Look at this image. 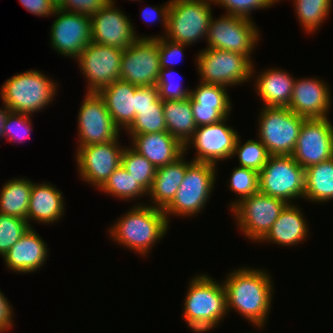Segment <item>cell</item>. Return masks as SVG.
Returning <instances> with one entry per match:
<instances>
[{"label":"cell","instance_id":"obj_13","mask_svg":"<svg viewBox=\"0 0 333 333\" xmlns=\"http://www.w3.org/2000/svg\"><path fill=\"white\" fill-rule=\"evenodd\" d=\"M76 119L78 128L77 148L107 143L120 137L104 99L95 92H85Z\"/></svg>","mask_w":333,"mask_h":333},{"label":"cell","instance_id":"obj_33","mask_svg":"<svg viewBox=\"0 0 333 333\" xmlns=\"http://www.w3.org/2000/svg\"><path fill=\"white\" fill-rule=\"evenodd\" d=\"M121 165L148 193L156 173V167L131 146H124Z\"/></svg>","mask_w":333,"mask_h":333},{"label":"cell","instance_id":"obj_25","mask_svg":"<svg viewBox=\"0 0 333 333\" xmlns=\"http://www.w3.org/2000/svg\"><path fill=\"white\" fill-rule=\"evenodd\" d=\"M130 143L156 169L174 162L184 153V146L167 131L137 134L131 138Z\"/></svg>","mask_w":333,"mask_h":333},{"label":"cell","instance_id":"obj_29","mask_svg":"<svg viewBox=\"0 0 333 333\" xmlns=\"http://www.w3.org/2000/svg\"><path fill=\"white\" fill-rule=\"evenodd\" d=\"M304 199L312 203L333 201V158L305 169Z\"/></svg>","mask_w":333,"mask_h":333},{"label":"cell","instance_id":"obj_47","mask_svg":"<svg viewBox=\"0 0 333 333\" xmlns=\"http://www.w3.org/2000/svg\"><path fill=\"white\" fill-rule=\"evenodd\" d=\"M19 2L29 13L38 17H52L57 9L50 0H19Z\"/></svg>","mask_w":333,"mask_h":333},{"label":"cell","instance_id":"obj_40","mask_svg":"<svg viewBox=\"0 0 333 333\" xmlns=\"http://www.w3.org/2000/svg\"><path fill=\"white\" fill-rule=\"evenodd\" d=\"M175 72L177 71H174V68L160 69L156 87L162 100H183L190 96L191 89L183 87L181 82L174 81Z\"/></svg>","mask_w":333,"mask_h":333},{"label":"cell","instance_id":"obj_11","mask_svg":"<svg viewBox=\"0 0 333 333\" xmlns=\"http://www.w3.org/2000/svg\"><path fill=\"white\" fill-rule=\"evenodd\" d=\"M286 205L282 199L257 192L240 200L230 210L239 231L250 241L260 242Z\"/></svg>","mask_w":333,"mask_h":333},{"label":"cell","instance_id":"obj_31","mask_svg":"<svg viewBox=\"0 0 333 333\" xmlns=\"http://www.w3.org/2000/svg\"><path fill=\"white\" fill-rule=\"evenodd\" d=\"M292 3L296 18L307 34H314L319 30L322 23L329 17L333 5L332 0H293Z\"/></svg>","mask_w":333,"mask_h":333},{"label":"cell","instance_id":"obj_8","mask_svg":"<svg viewBox=\"0 0 333 333\" xmlns=\"http://www.w3.org/2000/svg\"><path fill=\"white\" fill-rule=\"evenodd\" d=\"M213 4L211 0H171L165 38L189 46L205 41Z\"/></svg>","mask_w":333,"mask_h":333},{"label":"cell","instance_id":"obj_30","mask_svg":"<svg viewBox=\"0 0 333 333\" xmlns=\"http://www.w3.org/2000/svg\"><path fill=\"white\" fill-rule=\"evenodd\" d=\"M32 184L28 178L7 180L0 189V213L27 220Z\"/></svg>","mask_w":333,"mask_h":333},{"label":"cell","instance_id":"obj_35","mask_svg":"<svg viewBox=\"0 0 333 333\" xmlns=\"http://www.w3.org/2000/svg\"><path fill=\"white\" fill-rule=\"evenodd\" d=\"M240 139L241 137L239 135L232 158L237 156L239 167L252 169L259 173L270 156L266 147L259 138L256 140L248 139L244 144H241Z\"/></svg>","mask_w":333,"mask_h":333},{"label":"cell","instance_id":"obj_5","mask_svg":"<svg viewBox=\"0 0 333 333\" xmlns=\"http://www.w3.org/2000/svg\"><path fill=\"white\" fill-rule=\"evenodd\" d=\"M216 168L217 166L211 163L195 161L187 167L177 193L163 209L169 224L171 215L185 218L201 214L216 183Z\"/></svg>","mask_w":333,"mask_h":333},{"label":"cell","instance_id":"obj_7","mask_svg":"<svg viewBox=\"0 0 333 333\" xmlns=\"http://www.w3.org/2000/svg\"><path fill=\"white\" fill-rule=\"evenodd\" d=\"M258 137L269 155H293L300 129L306 118L288 107H261Z\"/></svg>","mask_w":333,"mask_h":333},{"label":"cell","instance_id":"obj_15","mask_svg":"<svg viewBox=\"0 0 333 333\" xmlns=\"http://www.w3.org/2000/svg\"><path fill=\"white\" fill-rule=\"evenodd\" d=\"M160 69L158 38L137 39L122 52L119 79L136 86H156Z\"/></svg>","mask_w":333,"mask_h":333},{"label":"cell","instance_id":"obj_49","mask_svg":"<svg viewBox=\"0 0 333 333\" xmlns=\"http://www.w3.org/2000/svg\"><path fill=\"white\" fill-rule=\"evenodd\" d=\"M11 111L2 103V108L0 107V139L3 138V129H4V124L7 118V115Z\"/></svg>","mask_w":333,"mask_h":333},{"label":"cell","instance_id":"obj_6","mask_svg":"<svg viewBox=\"0 0 333 333\" xmlns=\"http://www.w3.org/2000/svg\"><path fill=\"white\" fill-rule=\"evenodd\" d=\"M197 54L195 62L199 82L230 88L252 79L254 62L241 53L205 47Z\"/></svg>","mask_w":333,"mask_h":333},{"label":"cell","instance_id":"obj_21","mask_svg":"<svg viewBox=\"0 0 333 333\" xmlns=\"http://www.w3.org/2000/svg\"><path fill=\"white\" fill-rule=\"evenodd\" d=\"M48 247L42 237L30 228L3 257L7 269L11 272L35 273L45 265L49 256Z\"/></svg>","mask_w":333,"mask_h":333},{"label":"cell","instance_id":"obj_50","mask_svg":"<svg viewBox=\"0 0 333 333\" xmlns=\"http://www.w3.org/2000/svg\"><path fill=\"white\" fill-rule=\"evenodd\" d=\"M50 1L58 7L62 0H50Z\"/></svg>","mask_w":333,"mask_h":333},{"label":"cell","instance_id":"obj_44","mask_svg":"<svg viewBox=\"0 0 333 333\" xmlns=\"http://www.w3.org/2000/svg\"><path fill=\"white\" fill-rule=\"evenodd\" d=\"M145 108H163V100L159 97L156 86H136L135 117Z\"/></svg>","mask_w":333,"mask_h":333},{"label":"cell","instance_id":"obj_2","mask_svg":"<svg viewBox=\"0 0 333 333\" xmlns=\"http://www.w3.org/2000/svg\"><path fill=\"white\" fill-rule=\"evenodd\" d=\"M136 204L109 226L108 233L111 241L147 257L152 247L164 239L170 224L163 209L145 202Z\"/></svg>","mask_w":333,"mask_h":333},{"label":"cell","instance_id":"obj_26","mask_svg":"<svg viewBox=\"0 0 333 333\" xmlns=\"http://www.w3.org/2000/svg\"><path fill=\"white\" fill-rule=\"evenodd\" d=\"M135 90L136 85L119 79L98 92L120 131H126L135 119Z\"/></svg>","mask_w":333,"mask_h":333},{"label":"cell","instance_id":"obj_48","mask_svg":"<svg viewBox=\"0 0 333 333\" xmlns=\"http://www.w3.org/2000/svg\"><path fill=\"white\" fill-rule=\"evenodd\" d=\"M14 308L11 306L9 300L0 290V333L10 330L14 326L13 312Z\"/></svg>","mask_w":333,"mask_h":333},{"label":"cell","instance_id":"obj_10","mask_svg":"<svg viewBox=\"0 0 333 333\" xmlns=\"http://www.w3.org/2000/svg\"><path fill=\"white\" fill-rule=\"evenodd\" d=\"M259 32L253 19L225 13L215 19L212 16L205 42L207 48L238 52L253 62L251 55L259 44Z\"/></svg>","mask_w":333,"mask_h":333},{"label":"cell","instance_id":"obj_27","mask_svg":"<svg viewBox=\"0 0 333 333\" xmlns=\"http://www.w3.org/2000/svg\"><path fill=\"white\" fill-rule=\"evenodd\" d=\"M184 152L174 162L163 167L157 168L152 187L148 192L151 199L150 204L155 208L164 209L174 198L178 188L184 179L187 167L193 162L186 161Z\"/></svg>","mask_w":333,"mask_h":333},{"label":"cell","instance_id":"obj_9","mask_svg":"<svg viewBox=\"0 0 333 333\" xmlns=\"http://www.w3.org/2000/svg\"><path fill=\"white\" fill-rule=\"evenodd\" d=\"M259 192L293 204L298 198L304 199L305 169L292 155H270L259 172Z\"/></svg>","mask_w":333,"mask_h":333},{"label":"cell","instance_id":"obj_24","mask_svg":"<svg viewBox=\"0 0 333 333\" xmlns=\"http://www.w3.org/2000/svg\"><path fill=\"white\" fill-rule=\"evenodd\" d=\"M297 204H287L266 236L258 243L292 247L308 239L309 229L304 213Z\"/></svg>","mask_w":333,"mask_h":333},{"label":"cell","instance_id":"obj_36","mask_svg":"<svg viewBox=\"0 0 333 333\" xmlns=\"http://www.w3.org/2000/svg\"><path fill=\"white\" fill-rule=\"evenodd\" d=\"M230 175L229 189L237 194L234 201H231V209L240 200L250 197L259 192V173L245 167H234Z\"/></svg>","mask_w":333,"mask_h":333},{"label":"cell","instance_id":"obj_16","mask_svg":"<svg viewBox=\"0 0 333 333\" xmlns=\"http://www.w3.org/2000/svg\"><path fill=\"white\" fill-rule=\"evenodd\" d=\"M123 149L119 137L107 143L76 148L75 161L79 177L98 190L121 165Z\"/></svg>","mask_w":333,"mask_h":333},{"label":"cell","instance_id":"obj_19","mask_svg":"<svg viewBox=\"0 0 333 333\" xmlns=\"http://www.w3.org/2000/svg\"><path fill=\"white\" fill-rule=\"evenodd\" d=\"M115 1L110 0L91 17L92 42L124 50L142 37H138L131 19L116 7Z\"/></svg>","mask_w":333,"mask_h":333},{"label":"cell","instance_id":"obj_23","mask_svg":"<svg viewBox=\"0 0 333 333\" xmlns=\"http://www.w3.org/2000/svg\"><path fill=\"white\" fill-rule=\"evenodd\" d=\"M63 198L62 192L51 183H33L27 214L29 227L33 228L32 221L50 225L63 218L66 211Z\"/></svg>","mask_w":333,"mask_h":333},{"label":"cell","instance_id":"obj_43","mask_svg":"<svg viewBox=\"0 0 333 333\" xmlns=\"http://www.w3.org/2000/svg\"><path fill=\"white\" fill-rule=\"evenodd\" d=\"M109 2L110 0H62L57 8L91 18Z\"/></svg>","mask_w":333,"mask_h":333},{"label":"cell","instance_id":"obj_41","mask_svg":"<svg viewBox=\"0 0 333 333\" xmlns=\"http://www.w3.org/2000/svg\"><path fill=\"white\" fill-rule=\"evenodd\" d=\"M280 0H215L214 5L221 6L226 14L252 19V11L273 7Z\"/></svg>","mask_w":333,"mask_h":333},{"label":"cell","instance_id":"obj_14","mask_svg":"<svg viewBox=\"0 0 333 333\" xmlns=\"http://www.w3.org/2000/svg\"><path fill=\"white\" fill-rule=\"evenodd\" d=\"M122 49L90 42L74 60L88 82L87 92L98 93L103 87L119 80Z\"/></svg>","mask_w":333,"mask_h":333},{"label":"cell","instance_id":"obj_18","mask_svg":"<svg viewBox=\"0 0 333 333\" xmlns=\"http://www.w3.org/2000/svg\"><path fill=\"white\" fill-rule=\"evenodd\" d=\"M50 28V47L61 56L76 59L92 42L91 18L73 12L55 10Z\"/></svg>","mask_w":333,"mask_h":333},{"label":"cell","instance_id":"obj_32","mask_svg":"<svg viewBox=\"0 0 333 333\" xmlns=\"http://www.w3.org/2000/svg\"><path fill=\"white\" fill-rule=\"evenodd\" d=\"M123 201H134L136 198L148 197L143 187L120 165L98 189Z\"/></svg>","mask_w":333,"mask_h":333},{"label":"cell","instance_id":"obj_20","mask_svg":"<svg viewBox=\"0 0 333 333\" xmlns=\"http://www.w3.org/2000/svg\"><path fill=\"white\" fill-rule=\"evenodd\" d=\"M319 77L297 78L288 108L306 119L327 118L331 109V89ZM330 89V90H329Z\"/></svg>","mask_w":333,"mask_h":333},{"label":"cell","instance_id":"obj_42","mask_svg":"<svg viewBox=\"0 0 333 333\" xmlns=\"http://www.w3.org/2000/svg\"><path fill=\"white\" fill-rule=\"evenodd\" d=\"M189 45L173 42L165 37L158 38V51L161 68H173L180 62L184 55V49ZM182 61V60H181Z\"/></svg>","mask_w":333,"mask_h":333},{"label":"cell","instance_id":"obj_1","mask_svg":"<svg viewBox=\"0 0 333 333\" xmlns=\"http://www.w3.org/2000/svg\"><path fill=\"white\" fill-rule=\"evenodd\" d=\"M268 273L261 268L239 267L232 269L222 281L227 313L236 311L258 330L264 329L273 303L274 285Z\"/></svg>","mask_w":333,"mask_h":333},{"label":"cell","instance_id":"obj_45","mask_svg":"<svg viewBox=\"0 0 333 333\" xmlns=\"http://www.w3.org/2000/svg\"><path fill=\"white\" fill-rule=\"evenodd\" d=\"M170 2L171 0H168L165 4H162L160 7H153V6H147L144 7V9L140 12L141 18L143 21L147 22H155L156 20L163 26V29L165 30L162 35H156V36H148L142 35V39H155L159 37H165L167 29H168V14H169V8H170Z\"/></svg>","mask_w":333,"mask_h":333},{"label":"cell","instance_id":"obj_22","mask_svg":"<svg viewBox=\"0 0 333 333\" xmlns=\"http://www.w3.org/2000/svg\"><path fill=\"white\" fill-rule=\"evenodd\" d=\"M255 63L252 67L251 81L255 77V94L263 101L262 106L266 107H288L291 101L293 87L296 77L284 69L267 68L259 71L256 75L254 70ZM255 74V75H254ZM292 75V76H291Z\"/></svg>","mask_w":333,"mask_h":333},{"label":"cell","instance_id":"obj_34","mask_svg":"<svg viewBox=\"0 0 333 333\" xmlns=\"http://www.w3.org/2000/svg\"><path fill=\"white\" fill-rule=\"evenodd\" d=\"M227 89L222 85L200 82L190 90L189 98L191 102H198L200 105L214 106L224 117H228L233 106Z\"/></svg>","mask_w":333,"mask_h":333},{"label":"cell","instance_id":"obj_46","mask_svg":"<svg viewBox=\"0 0 333 333\" xmlns=\"http://www.w3.org/2000/svg\"><path fill=\"white\" fill-rule=\"evenodd\" d=\"M194 122L197 127L217 123L225 117L214 108V106L200 105L198 102H191Z\"/></svg>","mask_w":333,"mask_h":333},{"label":"cell","instance_id":"obj_39","mask_svg":"<svg viewBox=\"0 0 333 333\" xmlns=\"http://www.w3.org/2000/svg\"><path fill=\"white\" fill-rule=\"evenodd\" d=\"M32 117L33 115L10 112L4 124L3 138L5 137L11 143L23 144L24 140L26 141L28 137H31L33 131Z\"/></svg>","mask_w":333,"mask_h":333},{"label":"cell","instance_id":"obj_4","mask_svg":"<svg viewBox=\"0 0 333 333\" xmlns=\"http://www.w3.org/2000/svg\"><path fill=\"white\" fill-rule=\"evenodd\" d=\"M57 81L39 70H27L8 78L0 88L3 104L16 113L33 115L54 102Z\"/></svg>","mask_w":333,"mask_h":333},{"label":"cell","instance_id":"obj_38","mask_svg":"<svg viewBox=\"0 0 333 333\" xmlns=\"http://www.w3.org/2000/svg\"><path fill=\"white\" fill-rule=\"evenodd\" d=\"M29 229L26 219L0 213V256L3 258Z\"/></svg>","mask_w":333,"mask_h":333},{"label":"cell","instance_id":"obj_12","mask_svg":"<svg viewBox=\"0 0 333 333\" xmlns=\"http://www.w3.org/2000/svg\"><path fill=\"white\" fill-rule=\"evenodd\" d=\"M229 117L217 123L200 126L193 137L184 146V152L189 148L195 150L192 161L217 164L222 160L232 159V154L239 137L237 130L227 125Z\"/></svg>","mask_w":333,"mask_h":333},{"label":"cell","instance_id":"obj_17","mask_svg":"<svg viewBox=\"0 0 333 333\" xmlns=\"http://www.w3.org/2000/svg\"><path fill=\"white\" fill-rule=\"evenodd\" d=\"M292 156L304 169L333 158V124L328 117L304 120Z\"/></svg>","mask_w":333,"mask_h":333},{"label":"cell","instance_id":"obj_28","mask_svg":"<svg viewBox=\"0 0 333 333\" xmlns=\"http://www.w3.org/2000/svg\"><path fill=\"white\" fill-rule=\"evenodd\" d=\"M163 113L167 132L185 146L197 129L190 98L163 100Z\"/></svg>","mask_w":333,"mask_h":333},{"label":"cell","instance_id":"obj_3","mask_svg":"<svg viewBox=\"0 0 333 333\" xmlns=\"http://www.w3.org/2000/svg\"><path fill=\"white\" fill-rule=\"evenodd\" d=\"M182 317L194 333L217 328L227 315L226 290L223 282L200 273L189 281Z\"/></svg>","mask_w":333,"mask_h":333},{"label":"cell","instance_id":"obj_37","mask_svg":"<svg viewBox=\"0 0 333 333\" xmlns=\"http://www.w3.org/2000/svg\"><path fill=\"white\" fill-rule=\"evenodd\" d=\"M167 131L163 108H145L136 115L131 126L125 131L130 139L137 134Z\"/></svg>","mask_w":333,"mask_h":333}]
</instances>
